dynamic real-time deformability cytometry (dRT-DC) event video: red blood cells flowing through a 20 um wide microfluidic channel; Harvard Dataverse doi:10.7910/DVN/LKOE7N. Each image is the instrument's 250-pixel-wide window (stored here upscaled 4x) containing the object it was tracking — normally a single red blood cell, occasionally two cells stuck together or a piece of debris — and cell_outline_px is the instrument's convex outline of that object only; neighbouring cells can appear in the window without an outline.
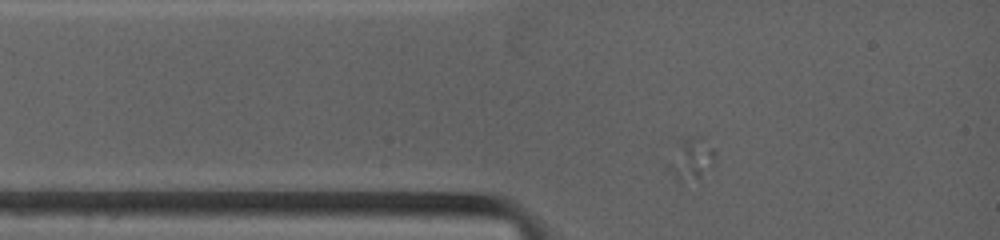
{"species": "common noctule bat (a hibernating species)", "species_latin": "Nyctalus noctula", "temperature_condition": "warm", "stored_images_in_passage": 12, "camera_frame_rate_fps": 4500, "um_per_image_px": 0.085, "animal": {"sex": "female", "body_mass_g": 19.0, "forearm_length_mm": 53.3}, "frame": {"image": 1, "passage_image": 2, "time_ms": 0.222, "image_size_px": [1000, 240], "cell_outline_px": [[716, 160], [712, 168], [700, 176], [680, 180], [668, 168], [668, 164], [680, 140], [688, 136], [704, 136], [716, 152]], "centroid_in_image_um": [58.85, 13.41], "position_along_channel_um": 26.2, "area_um2": 11.1}}
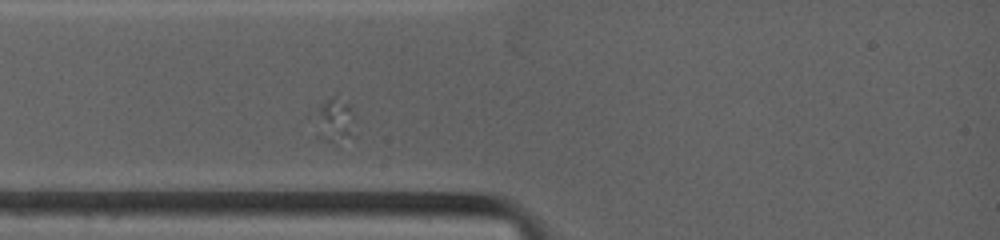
{"frame": {"image": 2, "passage_image": 5, "time_ms": 1.333, "image_size_px": [1000, 240], "cell_outline_px": [[352, 112], [348, 132], [336, 144], [320, 136], [304, 116], [308, 112], [332, 96], [336, 96], [352, 104]], "centroid_in_image_um": [28.16, 10.09], "position_along_channel_um": 56.8, "area_um2": 10.58}}